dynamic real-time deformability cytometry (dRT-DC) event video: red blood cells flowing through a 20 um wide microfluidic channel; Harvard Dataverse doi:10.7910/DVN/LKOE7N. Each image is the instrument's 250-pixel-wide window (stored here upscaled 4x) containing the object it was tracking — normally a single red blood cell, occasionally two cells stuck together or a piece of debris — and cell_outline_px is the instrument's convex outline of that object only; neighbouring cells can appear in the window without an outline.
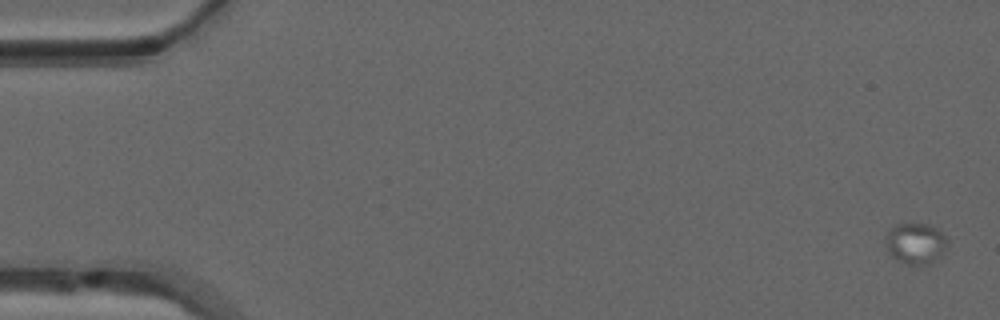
{"species": "common noctule bat (a hibernating species)", "species_latin": "Nyctalus noctula", "temperature_condition": "warm", "stored_images_in_passage": 15, "camera_frame_rate_fps": 3000, "um_per_image_px": 0.085, "animal": {"sex": "male", "forearm_length_mm": 52.5}, "frame": {"image": 1, "passage_image": 1, "time_ms": 0.0, "image_size_px": [1000, 320], "cell_outline_px": [[948, 244], [936, 260], [924, 264], [908, 264], [892, 256], [888, 252], [884, 240], [884, 236], [896, 224], [928, 224], [936, 228], [948, 240]], "centroid_in_image_um": [77.8, 20.67], "position_along_channel_um": 7.2, "area_um2": 14.51}}
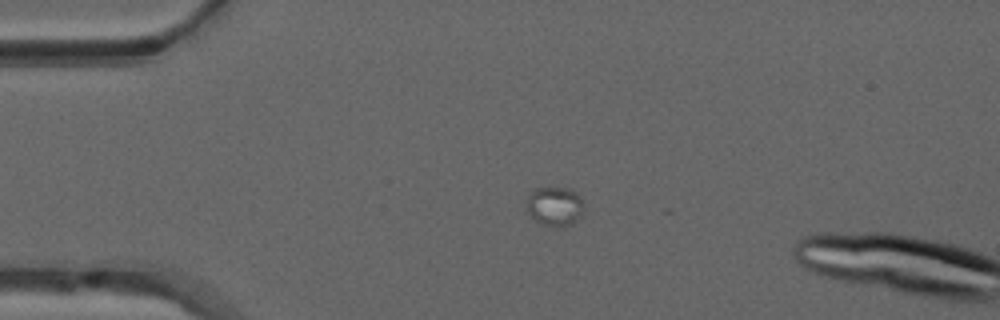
{"frame": {"image": 2, "passage_image": 12, "time_ms": 3.667, "image_size_px": [1000, 320], "cell_outline_px": [[584, 212], [572, 224], [564, 228], [556, 228], [544, 224], [536, 220], [528, 212], [528, 196], [536, 188], [572, 188], [580, 196], [584, 204]], "centroid_in_image_um": [47.22, 17.55], "position_along_channel_um": 37.8, "area_um2": 13.18}}